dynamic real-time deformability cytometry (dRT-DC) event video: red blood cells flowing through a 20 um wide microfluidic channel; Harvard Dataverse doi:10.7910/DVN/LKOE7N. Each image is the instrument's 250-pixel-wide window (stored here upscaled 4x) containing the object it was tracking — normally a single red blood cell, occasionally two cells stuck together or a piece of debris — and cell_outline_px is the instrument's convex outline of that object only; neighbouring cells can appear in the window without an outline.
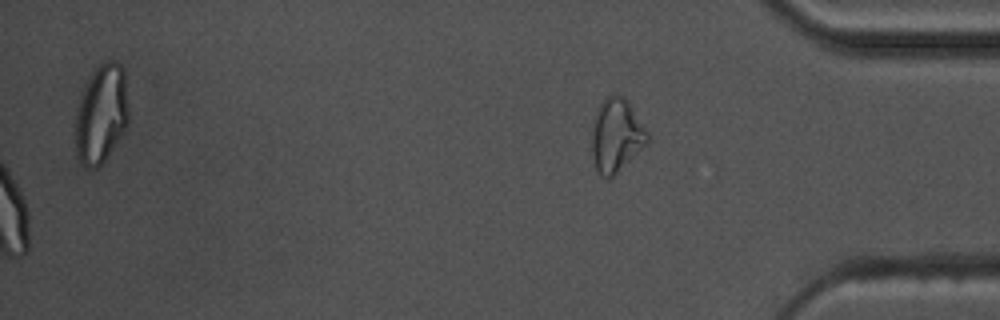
{"species": "common noctule bat (a hibernating species)", "species_latin": "Nyctalus noctula", "temperature_condition": "warm", "stored_images_in_passage": 59, "camera_frame_rate_fps": 3000, "um_per_image_px": 0.085, "animal": {"sex": "male", "body_mass_g": 17.5, "forearm_length_mm": 52.3}, "frame": {"image": 1, "passage_image": 59, "time_ms": 19.333, "image_size_px": [1000, 320], "cell_outline_px": [[648, 144], [608, 180], [600, 176], [596, 168], [592, 156], [592, 132], [596, 112], [600, 104], [608, 96], [620, 96], [628, 100], [648, 132]], "centroid_in_image_um": [52.4, 11.54], "position_along_channel_um": 382.8, "area_um2": 23.58}, "authors_computed_cell_mechanics": {"area_um2": 22.3686, "velocity_mm_per_s": 3.6193, "shape_relaxation_time_tau1_ms": null, "shape_relaxation_time_tau2_ms": 1.3254, "deformation_change_tau1": null, "deformation_change_tau2": 0.0872}}